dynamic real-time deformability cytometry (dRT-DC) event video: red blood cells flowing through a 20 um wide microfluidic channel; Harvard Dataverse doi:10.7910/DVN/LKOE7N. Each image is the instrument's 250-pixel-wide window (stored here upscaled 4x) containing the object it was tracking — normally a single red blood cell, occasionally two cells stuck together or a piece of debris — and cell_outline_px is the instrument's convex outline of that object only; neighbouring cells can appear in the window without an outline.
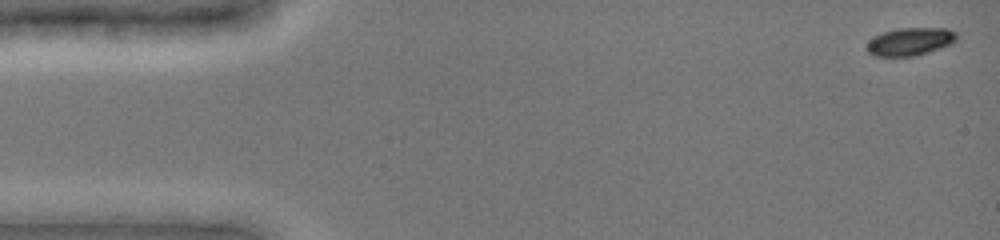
{"species": "common noctule bat (a hibernating species)", "species_latin": "Nyctalus noctula", "temperature_condition": "cold", "stored_images_in_passage": 50, "camera_frame_rate_fps": 3000, "um_per_image_px": 0.085, "animal": {"sex": "female", "body_mass_g": 19.0, "forearm_length_mm": 51.5}, "frame": {"image": 1, "passage_image": 2, "time_ms": 0.333, "image_size_px": [1000, 240], "cell_outline_px": [[956, 40], [952, 44], [916, 56], [876, 56], [868, 52], [864, 48], [868, 40], [884, 32], [896, 28], [948, 28], [956, 32]], "centroid_in_image_um": [77.35, 3.53], "position_along_channel_um": 7.7, "area_um2": 14.68}}
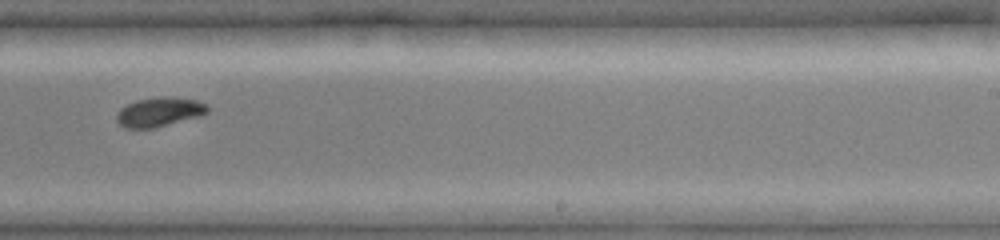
{"frame": {"image": 2, "passage_image": 32, "time_ms": 10.333, "image_size_px": [1000, 240], "cell_outline_px": [[208, 112], [200, 116], [156, 128], [124, 128], [116, 120], [116, 116], [120, 108], [136, 100], [160, 96], [172, 96], [196, 100], [208, 104]], "centroid_in_image_um": [13.56, 9.51], "position_along_channel_um": 275.4, "area_um2": 15.72}}
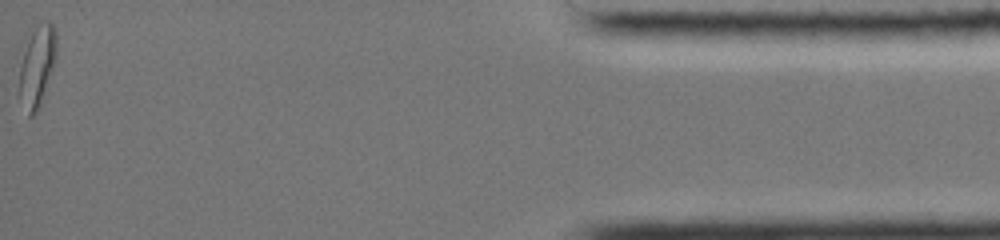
{"frame": {"image": 3, "passage_image": 50, "time_ms": 16.333, "image_size_px": [1000, 240], "cell_outline_px": [[56, 60], [40, 104], [36, 112], [32, 116], [28, 116], [20, 92], [20, 64], [24, 36], [28, 32], [48, 20], [56, 28]], "centroid_in_image_um": [3.15, 5.49], "position_along_channel_um": 432.1, "area_um2": 17.69}, "authors_computed_cell_mechanics": {"area_um2": 15.6349, "velocity_mm_per_s": 3.9172, "shape_relaxation_time_tau1_ms": 1.9949, "shape_relaxation_time_tau2_ms": null, "deformation_change_tau1": 0.0728, "deformation_change_tau2": null}}